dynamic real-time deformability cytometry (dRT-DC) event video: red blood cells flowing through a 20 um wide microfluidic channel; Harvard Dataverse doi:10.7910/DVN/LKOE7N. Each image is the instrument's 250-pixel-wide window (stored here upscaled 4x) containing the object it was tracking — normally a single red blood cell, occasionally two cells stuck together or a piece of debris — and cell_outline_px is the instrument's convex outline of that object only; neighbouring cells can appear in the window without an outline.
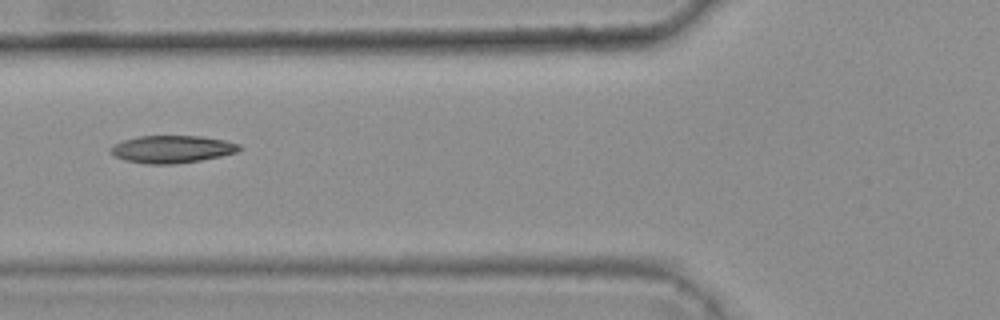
{"species": "common noctule bat (a hibernating species)", "species_latin": "Nyctalus noctula", "temperature_condition": "warm", "stored_images_in_passage": 6, "camera_frame_rate_fps": 3000, "um_per_image_px": 0.085, "animal": {"sex": "female", "body_mass_g": 25.1}, "frame": {"image": 1, "passage_image": 6, "time_ms": 1.667, "image_size_px": [1000, 320], "cell_outline_px": [[240, 148], [236, 152], [220, 156], [200, 160], [172, 164], [144, 164], [124, 160], [116, 156], [108, 148], [112, 144], [136, 136], [200, 136], [224, 140], [240, 144]], "centroid_in_image_um": [14.57, 12.67], "position_along_channel_um": 111.2, "area_um2": 20.52}}